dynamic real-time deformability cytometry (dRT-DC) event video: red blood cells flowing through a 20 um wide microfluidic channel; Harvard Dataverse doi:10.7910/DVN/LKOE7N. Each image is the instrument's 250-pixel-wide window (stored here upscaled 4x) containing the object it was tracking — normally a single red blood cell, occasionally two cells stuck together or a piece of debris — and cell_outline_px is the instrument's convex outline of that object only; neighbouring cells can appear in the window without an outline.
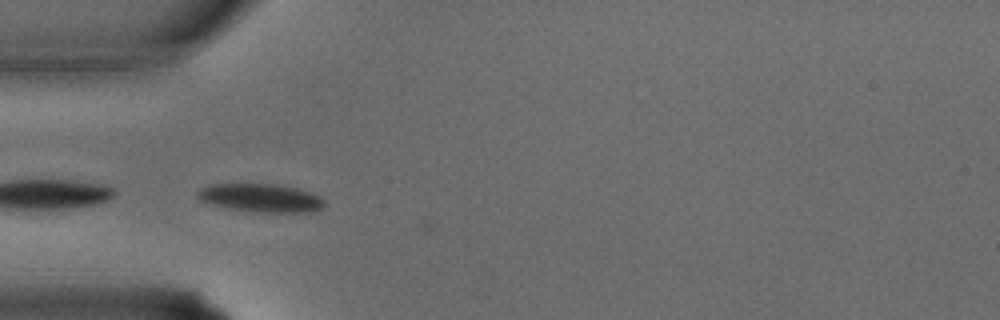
{"species": "common noctule bat (a hibernating species)", "species_latin": "Nyctalus noctula", "temperature_condition": "warm", "stored_images_in_passage": 5, "camera_frame_rate_fps": 3000, "um_per_image_px": 0.085, "animal": {"sex": "male", "body_mass_g": 15.6}, "frame": {"image": 1, "passage_image": 2, "time_ms": 0.333, "image_size_px": [1000, 320], "cell_outline_px": [[324, 204], [320, 208], [312, 212], [256, 212], [228, 208], [212, 204], [200, 200], [196, 196], [196, 192], [200, 188], [208, 184], [280, 184], [312, 192], [320, 196], [324, 200]], "centroid_in_image_um": [22.16, 16.81], "position_along_channel_um": 62.8, "area_um2": 21.04}}